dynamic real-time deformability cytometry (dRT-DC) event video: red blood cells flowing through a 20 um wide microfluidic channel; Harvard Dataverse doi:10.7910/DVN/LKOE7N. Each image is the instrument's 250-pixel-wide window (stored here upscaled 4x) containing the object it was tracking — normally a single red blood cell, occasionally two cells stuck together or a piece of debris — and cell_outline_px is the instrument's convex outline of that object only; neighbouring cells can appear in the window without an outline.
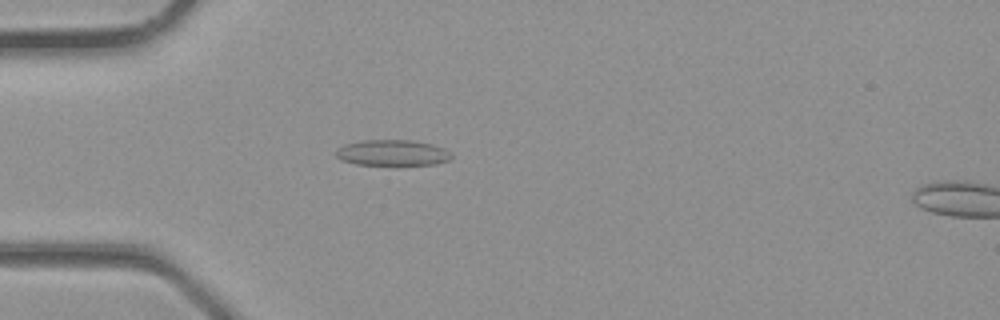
{"species": "common noctule bat (a hibernating species)", "species_latin": "Nyctalus noctula", "temperature_condition": "room temperature", "stored_images_in_passage": 3, "camera_frame_rate_fps": 3000, "um_per_image_px": 0.085, "animal": {"sex": "male", "body_mass_g": 23.1, "forearm_length_mm": 52.7}, "frame": {"image": 1, "passage_image": 2, "time_ms": 0.333, "image_size_px": [1000, 320], "cell_outline_px": [[452, 156], [448, 160], [436, 164], [356, 164], [340, 160], [336, 156], [336, 148], [344, 144], [364, 140], [412, 140], [432, 144], [444, 148], [452, 152]], "centroid_in_image_um": [33.34, 12.97], "position_along_channel_um": 51.7, "area_um2": 17.34}}